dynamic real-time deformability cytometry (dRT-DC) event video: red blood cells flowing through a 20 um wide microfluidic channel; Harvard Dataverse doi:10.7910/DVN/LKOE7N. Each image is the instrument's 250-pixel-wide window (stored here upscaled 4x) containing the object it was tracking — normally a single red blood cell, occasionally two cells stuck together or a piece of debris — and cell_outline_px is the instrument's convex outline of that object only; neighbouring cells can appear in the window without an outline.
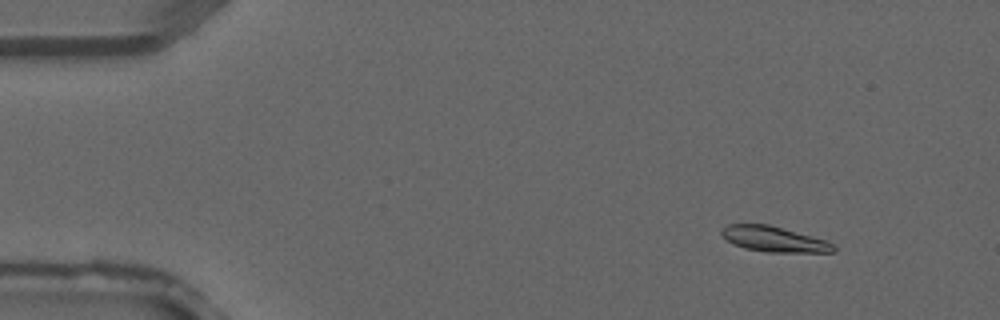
{"species": "common noctule bat (a hibernating species)", "species_latin": "Nyctalus noctula", "temperature_condition": "warm", "stored_images_in_passage": 3, "camera_frame_rate_fps": 3000, "um_per_image_px": 0.085, "animal": {"sex": "male", "forearm_length_mm": 52.5}, "frame": {"image": 1, "passage_image": 2, "time_ms": 0.333, "image_size_px": [1000, 320], "cell_outline_px": [[836, 252], [768, 252], [744, 248], [732, 244], [720, 232], [728, 224], [768, 224], [824, 240], [832, 244], [836, 248]], "centroid_in_image_um": [65.77, 20.33], "position_along_channel_um": 19.2, "area_um2": 16.24}}